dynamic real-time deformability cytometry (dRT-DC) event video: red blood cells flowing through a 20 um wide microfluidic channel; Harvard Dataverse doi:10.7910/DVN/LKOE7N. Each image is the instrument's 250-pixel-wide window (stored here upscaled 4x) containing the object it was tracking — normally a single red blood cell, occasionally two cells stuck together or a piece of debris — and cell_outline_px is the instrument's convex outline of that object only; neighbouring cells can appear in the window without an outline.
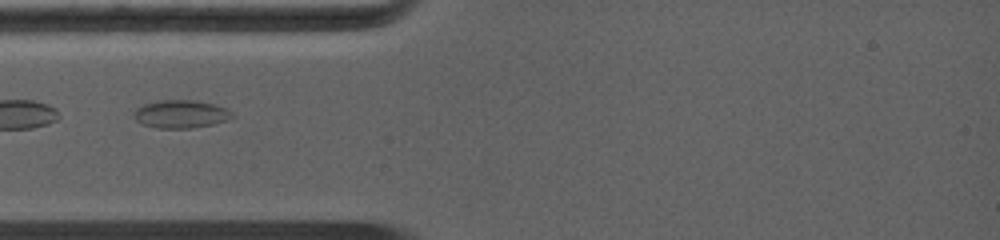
{"species": "common noctule bat (a hibernating species)", "species_latin": "Nyctalus noctula", "temperature_condition": "warm", "stored_images_in_passage": 1, "camera_frame_rate_fps": 5000, "um_per_image_px": 0.085, "animal": {"sex": "female", "body_mass_g": 19.0, "forearm_length_mm": 56.7}, "frame": {"image": 1, "passage_image": 1, "time_ms": 0.0, "image_size_px": [1000, 240], "cell_outline_px": [[232, 116], [224, 120], [212, 124], [188, 128], [160, 128], [144, 124], [136, 120], [132, 112], [136, 108], [144, 104], [156, 100], [192, 100], [216, 104], [228, 108], [232, 112]], "centroid_in_image_um": [15.34, 9.67], "position_along_channel_um": 69.7, "area_um2": 15.9}}